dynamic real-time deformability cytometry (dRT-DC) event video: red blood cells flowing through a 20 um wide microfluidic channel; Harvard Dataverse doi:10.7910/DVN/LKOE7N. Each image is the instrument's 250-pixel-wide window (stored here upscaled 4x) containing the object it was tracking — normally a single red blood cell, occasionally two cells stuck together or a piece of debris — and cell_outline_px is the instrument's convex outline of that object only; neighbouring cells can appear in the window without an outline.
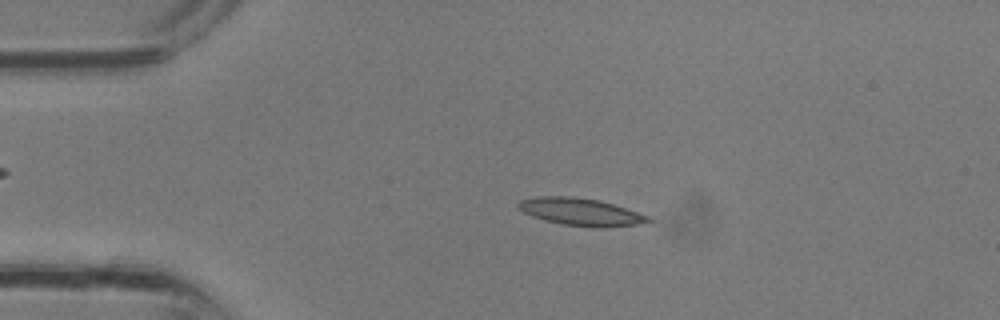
{"species": "common noctule bat (a hibernating species)", "species_latin": "Nyctalus noctula", "temperature_condition": "room temperature", "stored_images_in_passage": 1, "camera_frame_rate_fps": 3000, "um_per_image_px": 0.085, "animal": {"sex": "male", "body_mass_g": 13.3}, "frame": {"image": 1, "passage_image": 1, "time_ms": 0.0, "image_size_px": [1000, 320], "cell_outline_px": [[652, 220], [640, 224], [604, 228], [596, 228], [564, 224], [544, 220], [532, 216], [524, 212], [516, 204], [520, 200], [540, 196], [572, 196], [600, 200], [652, 216]], "centroid_in_image_um": [49.42, 18.01], "position_along_channel_um": 35.6, "area_um2": 20.87}}